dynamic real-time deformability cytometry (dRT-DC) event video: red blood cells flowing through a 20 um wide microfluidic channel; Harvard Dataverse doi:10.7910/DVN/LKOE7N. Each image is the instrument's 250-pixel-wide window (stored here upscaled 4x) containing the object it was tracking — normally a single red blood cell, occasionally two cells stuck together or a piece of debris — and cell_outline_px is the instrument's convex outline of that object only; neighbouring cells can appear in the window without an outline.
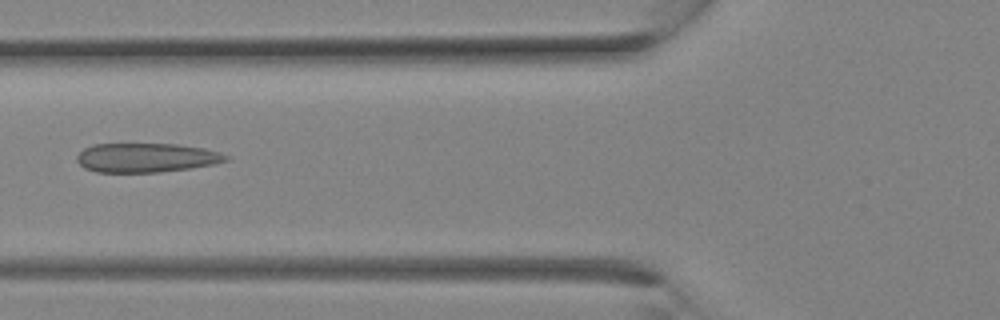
{"species": "Egyptian fruit bat (a non-hibernating species)", "species_latin": "Rousettus aegyptiacus", "temperature_condition": "room temperature", "stored_images_in_passage": 10, "camera_frame_rate_fps": 3000, "um_per_image_px": 0.085, "animal": {"sex": "female"}, "frame": {"image": 1, "passage_image": 9, "time_ms": 2.667, "image_size_px": [1000, 320], "cell_outline_px": [[232, 156], [228, 160], [216, 164], [192, 168], [160, 172], [96, 172], [84, 168], [76, 160], [76, 156], [84, 148], [92, 144], [176, 144], [204, 148], [220, 152]], "centroid_in_image_um": [12.47, 13.4], "position_along_channel_um": 113.3, "area_um2": 25.61}}